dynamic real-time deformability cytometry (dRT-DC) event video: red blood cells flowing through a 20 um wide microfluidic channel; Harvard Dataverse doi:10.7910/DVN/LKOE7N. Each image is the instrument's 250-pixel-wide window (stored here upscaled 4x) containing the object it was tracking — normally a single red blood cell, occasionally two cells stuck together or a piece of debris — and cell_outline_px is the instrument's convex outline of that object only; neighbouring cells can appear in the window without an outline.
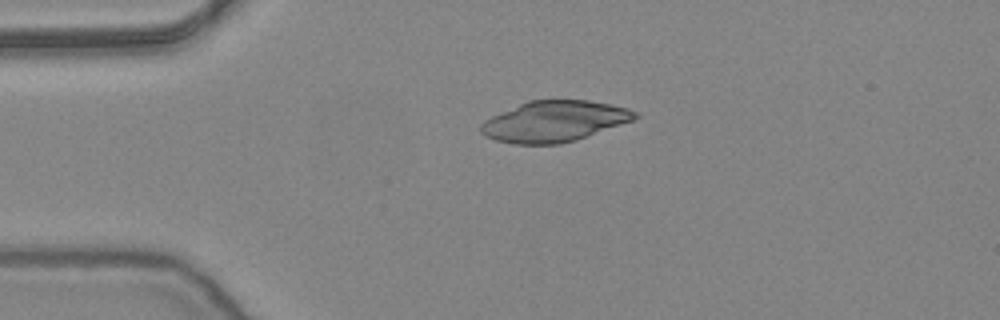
{"species": "common noctule bat (a hibernating species)", "species_latin": "Nyctalus noctula", "temperature_condition": "warm", "stored_images_in_passage": 41, "camera_frame_rate_fps": 3000, "um_per_image_px": 0.085, "animal": {"sex": "female", "body_mass_g": 24.6, "forearm_length_mm": 56.2}, "frame": {"image": 1, "passage_image": 1, "time_ms": 0.0, "image_size_px": [1000, 320], "cell_outline_px": [[640, 116], [632, 120], [576, 140], [560, 144], [516, 144], [496, 140], [484, 136], [480, 132], [480, 124], [484, 120], [492, 116], [528, 100], [588, 100], [612, 104], [628, 108], [636, 112]], "centroid_in_image_um": [47.09, 10.31], "position_along_channel_um": 37.9, "area_um2": 36.59}}